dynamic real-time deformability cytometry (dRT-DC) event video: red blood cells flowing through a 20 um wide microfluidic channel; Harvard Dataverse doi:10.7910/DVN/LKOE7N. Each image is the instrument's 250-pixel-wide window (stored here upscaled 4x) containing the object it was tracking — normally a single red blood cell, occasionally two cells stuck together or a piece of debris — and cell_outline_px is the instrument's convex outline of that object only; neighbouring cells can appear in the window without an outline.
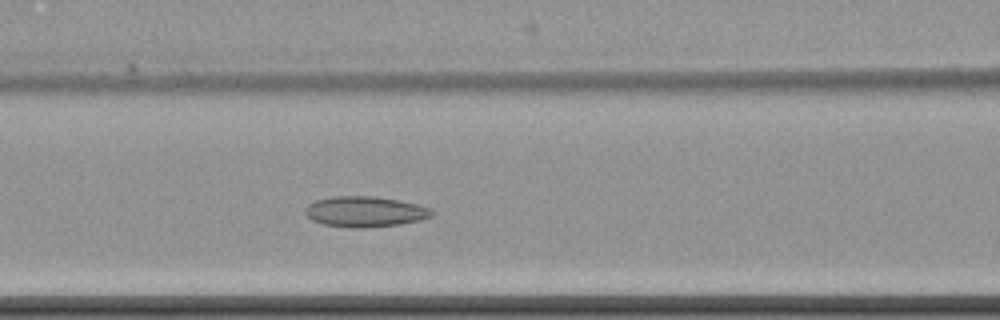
{"species": "common noctule bat (a hibernating species)", "species_latin": "Nyctalus noctula", "temperature_condition": "cold", "stored_images_in_passage": 7, "camera_frame_rate_fps": 3000, "um_per_image_px": 0.085, "animal": {"sex": "female", "body_mass_g": 22.7, "forearm_length_mm": 54.2}, "frame": {"image": 1, "passage_image": 7, "time_ms": 7.667, "image_size_px": [1000, 320], "cell_outline_px": [[436, 212], [432, 216], [420, 220], [400, 224], [364, 228], [352, 228], [324, 224], [312, 220], [304, 212], [304, 208], [308, 204], [316, 200], [332, 196], [372, 196], [400, 200], [416, 204], [428, 208]], "centroid_in_image_um": [31.02, 17.99], "position_along_channel_um": 135.6, "area_um2": 22.6}}